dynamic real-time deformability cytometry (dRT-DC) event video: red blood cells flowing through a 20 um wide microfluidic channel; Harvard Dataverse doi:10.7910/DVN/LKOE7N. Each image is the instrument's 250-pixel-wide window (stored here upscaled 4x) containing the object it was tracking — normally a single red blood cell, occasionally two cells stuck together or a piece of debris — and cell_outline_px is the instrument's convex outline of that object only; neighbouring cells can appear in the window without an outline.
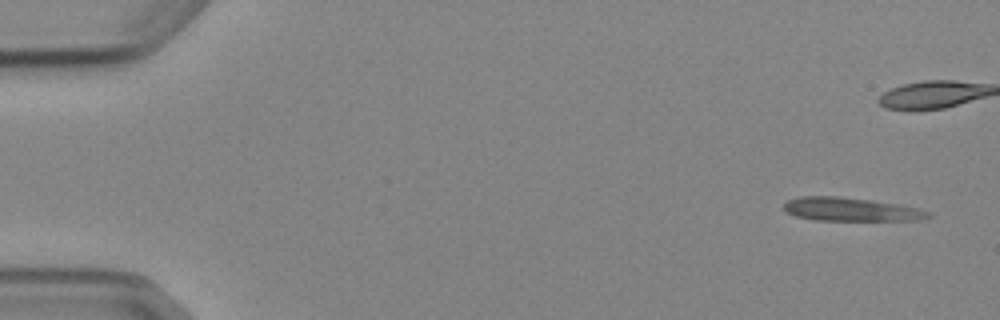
{"species": "Egyptian fruit bat (a non-hibernating species)", "species_latin": "Rousettus aegyptiacus", "temperature_condition": "cold", "stored_images_in_passage": 6, "camera_frame_rate_fps": 3000, "um_per_image_px": 0.085, "animal": {"sex": "female"}, "frame": {"image": 1, "passage_image": 1, "time_ms": 0.0, "image_size_px": [1000, 320], "cell_outline_px": [[932, 216], [920, 220], [816, 220], [796, 216], [788, 212], [784, 208], [784, 204], [788, 200], [800, 196], [840, 196], [872, 200], [920, 208], [932, 212]], "centroid_in_image_um": [72.37, 17.79], "position_along_channel_um": 12.6, "area_um2": 19.77}}
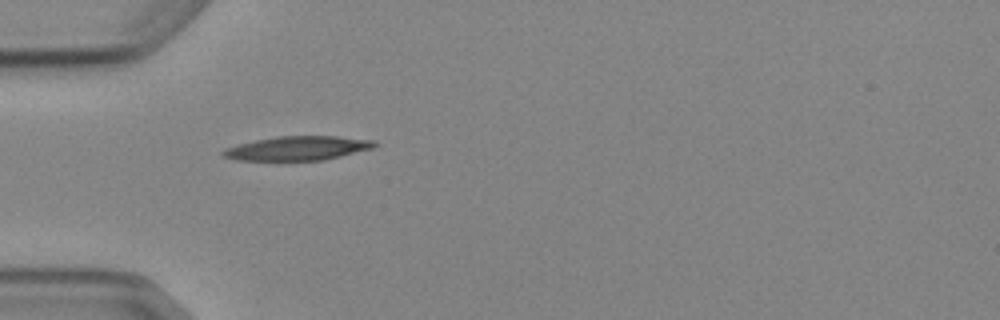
{"frame": {"image": 2, "passage_image": 5, "time_ms": 5.667, "image_size_px": [1000, 320], "cell_outline_px": [[376, 144], [372, 148], [324, 160], [236, 160], [220, 156], [220, 152], [224, 148], [256, 140], [276, 136], [336, 136], [376, 140]], "centroid_in_image_um": [25.25, 12.6], "position_along_channel_um": 59.7, "area_um2": 21.21}}
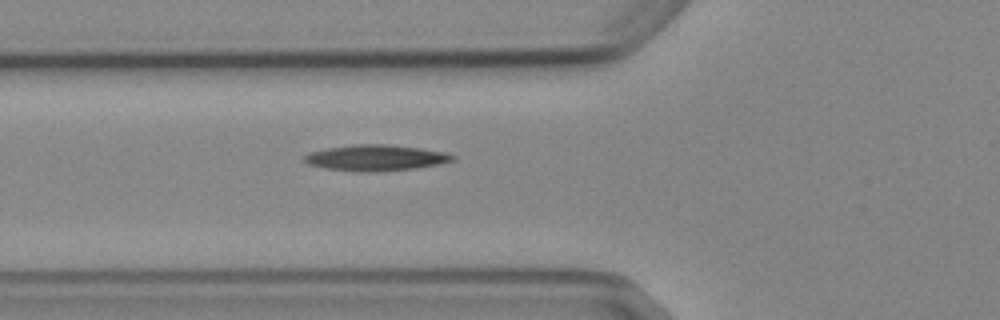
{"frame": {"image": 3, "passage_image": 6, "time_ms": 6.667, "image_size_px": [1000, 320], "cell_outline_px": [[456, 160], [440, 164], [416, 168], [368, 172], [360, 172], [324, 168], [308, 164], [304, 160], [304, 156], [308, 152], [328, 148], [356, 144], [388, 144], [420, 148], [444, 152], [456, 156]], "centroid_in_image_um": [31.95, 13.41], "position_along_channel_um": 93.8, "area_um2": 22.43}}